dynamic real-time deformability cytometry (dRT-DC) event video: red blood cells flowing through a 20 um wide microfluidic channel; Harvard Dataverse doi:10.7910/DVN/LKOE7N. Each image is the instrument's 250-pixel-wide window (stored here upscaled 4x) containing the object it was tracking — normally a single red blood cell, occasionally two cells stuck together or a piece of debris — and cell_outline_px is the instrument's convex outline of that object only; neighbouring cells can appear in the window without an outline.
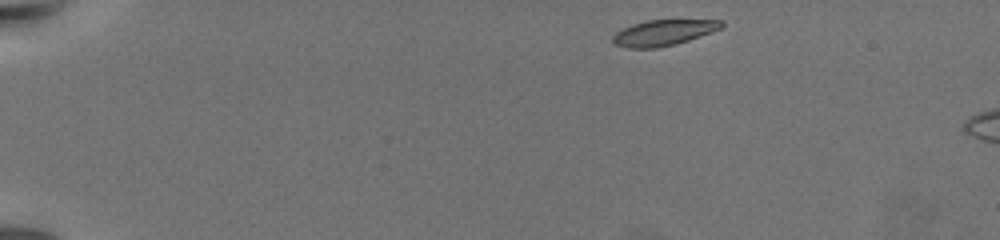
{"species": "common noctule bat (a hibernating species)", "species_latin": "Nyctalus noctula", "temperature_condition": "warm", "stored_images_in_passage": 4, "camera_frame_rate_fps": 3000, "um_per_image_px": 0.085, "animal": {"sex": "female", "body_mass_g": 19.5, "forearm_length_mm": 54.1}, "frame": {"image": 1, "passage_image": 1, "time_ms": 0.0, "image_size_px": [1000, 240], "cell_outline_px": [[724, 24], [720, 28], [688, 40], [676, 44], [656, 48], [628, 48], [612, 44], [612, 36], [616, 32], [632, 24], [648, 20], [724, 20]], "centroid_in_image_um": [56.34, 2.78], "position_along_channel_um": 28.7, "area_um2": 16.18}}